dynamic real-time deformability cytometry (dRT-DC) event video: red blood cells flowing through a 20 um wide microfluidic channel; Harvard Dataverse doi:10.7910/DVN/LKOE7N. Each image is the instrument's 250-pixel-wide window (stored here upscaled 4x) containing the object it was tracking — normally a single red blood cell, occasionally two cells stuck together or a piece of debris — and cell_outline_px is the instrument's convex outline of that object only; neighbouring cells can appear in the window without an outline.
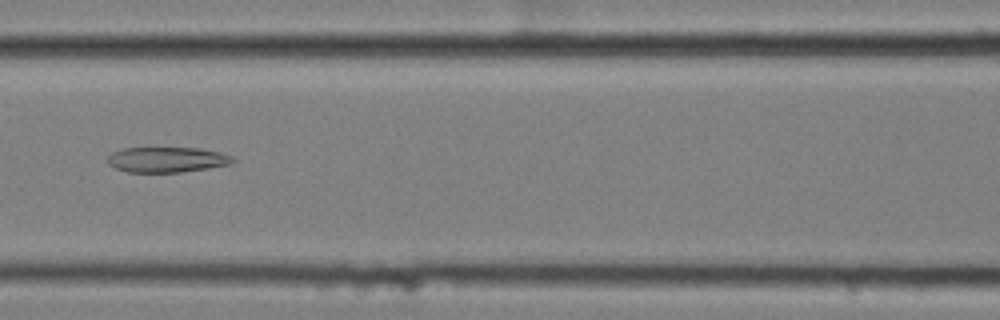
{"species": "common noctule bat (a hibernating species)", "species_latin": "Nyctalus noctula", "temperature_condition": "cold", "stored_images_in_passage": 58, "camera_frame_rate_fps": 3000, "um_per_image_px": 0.085, "animal": {"sex": "female", "body_mass_g": 25.1}, "frame": {"image": 1, "passage_image": 26, "time_ms": 8.333, "image_size_px": [1000, 320], "cell_outline_px": [[236, 160], [232, 164], [208, 168], [180, 172], [128, 172], [116, 168], [108, 164], [108, 156], [112, 152], [124, 148], [200, 148], [220, 152], [232, 156]], "centroid_in_image_um": [14.22, 13.57], "position_along_channel_um": 152.4, "area_um2": 18.5}}
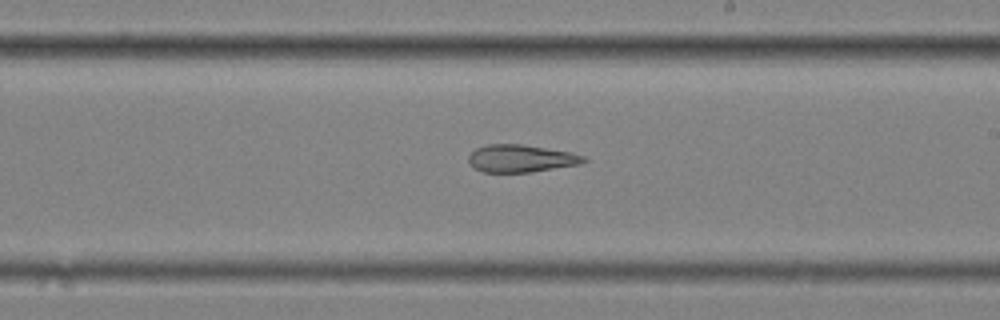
{"frame": {"image": 2, "passage_image": 34, "time_ms": 11.0, "image_size_px": [1000, 320], "cell_outline_px": [[588, 160], [580, 164], [528, 172], [484, 172], [476, 168], [468, 160], [468, 156], [476, 148], [488, 144], [520, 144], [572, 152], [584, 156]], "centroid_in_image_um": [44.29, 13.46], "position_along_channel_um": 244.7, "area_um2": 18.21}}
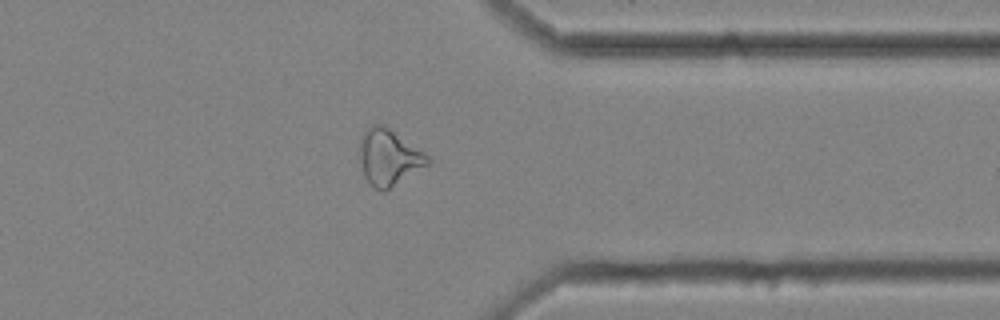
{"frame": {"image": 3, "passage_image": 46, "time_ms": 15.0, "image_size_px": [1000, 320], "cell_outline_px": [[432, 160], [428, 164], [384, 192], [380, 192], [364, 176], [360, 160], [360, 136], [372, 124], [384, 124], [424, 152]], "centroid_in_image_um": [33.04, 13.36], "position_along_channel_um": 378.4, "area_um2": 22.02}, "authors_computed_cell_mechanics": {"area_um2": 23.9003, "velocity_mm_per_s": 3.4667, "shape_relaxation_time_tau1_ms": null, "shape_relaxation_time_tau2_ms": 5.2134, "deformation_change_tau1": null, "deformation_change_tau2": 0.1627}}